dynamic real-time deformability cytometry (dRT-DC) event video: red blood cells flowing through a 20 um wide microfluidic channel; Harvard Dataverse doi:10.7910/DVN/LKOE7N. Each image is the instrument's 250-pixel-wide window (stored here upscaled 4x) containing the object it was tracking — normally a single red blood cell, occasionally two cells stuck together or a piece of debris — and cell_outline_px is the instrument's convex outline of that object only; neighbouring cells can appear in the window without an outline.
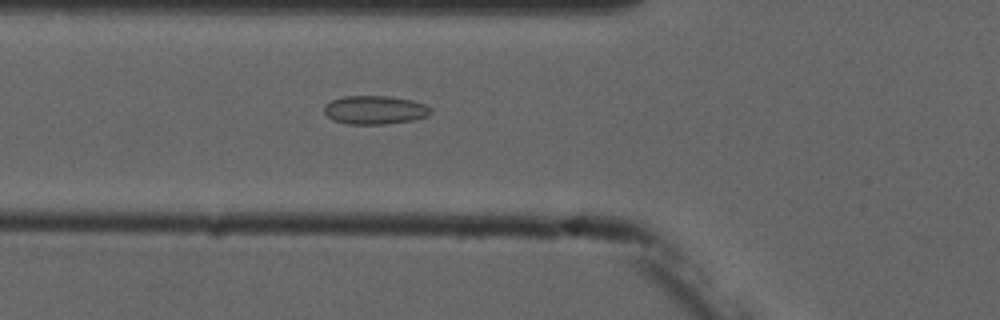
{"species": "common noctule bat (a hibernating species)", "species_latin": "Nyctalus noctula", "temperature_condition": "cold", "stored_images_in_passage": 3, "camera_frame_rate_fps": 3000, "um_per_image_px": 0.085, "animal": {"sex": "male", "forearm_length_mm": 52.5}, "frame": {"image": 1, "passage_image": 3, "time_ms": 2.333, "image_size_px": [1000, 320], "cell_outline_px": [[432, 112], [428, 116], [412, 120], [384, 124], [348, 124], [332, 120], [324, 112], [324, 104], [332, 100], [344, 96], [388, 96], [412, 100], [424, 104], [432, 108]], "centroid_in_image_um": [31.86, 9.34], "position_along_channel_um": 93.9, "area_um2": 17.8}}